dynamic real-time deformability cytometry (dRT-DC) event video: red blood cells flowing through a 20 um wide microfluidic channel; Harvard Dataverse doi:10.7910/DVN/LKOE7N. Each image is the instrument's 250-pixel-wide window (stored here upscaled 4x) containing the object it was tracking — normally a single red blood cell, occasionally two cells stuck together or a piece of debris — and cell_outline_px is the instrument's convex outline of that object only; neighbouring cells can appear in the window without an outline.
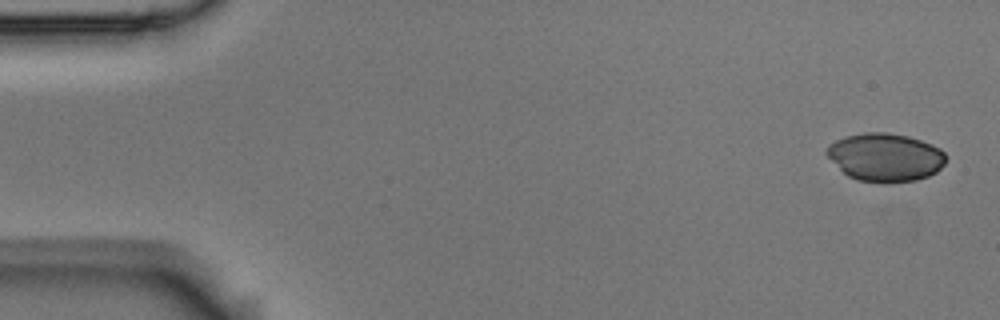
{"species": "Egyptian fruit bat (a non-hibernating species)", "species_latin": "Rousettus aegyptiacus", "temperature_condition": "room temperature", "stored_images_in_passage": 4, "camera_frame_rate_fps": 3000, "um_per_image_px": 0.085, "animal": {"sex": "male"}, "frame": {"image": 1, "passage_image": 1, "time_ms": 0.0, "image_size_px": [1000, 320], "cell_outline_px": [[944, 164], [936, 172], [928, 176], [916, 180], [888, 184], [884, 184], [856, 180], [848, 176], [824, 152], [828, 144], [844, 136], [864, 132], [888, 132], [908, 136], [932, 144], [940, 148], [944, 152]], "centroid_in_image_um": [75.23, 13.37], "position_along_channel_um": 9.8, "area_um2": 33.76}}